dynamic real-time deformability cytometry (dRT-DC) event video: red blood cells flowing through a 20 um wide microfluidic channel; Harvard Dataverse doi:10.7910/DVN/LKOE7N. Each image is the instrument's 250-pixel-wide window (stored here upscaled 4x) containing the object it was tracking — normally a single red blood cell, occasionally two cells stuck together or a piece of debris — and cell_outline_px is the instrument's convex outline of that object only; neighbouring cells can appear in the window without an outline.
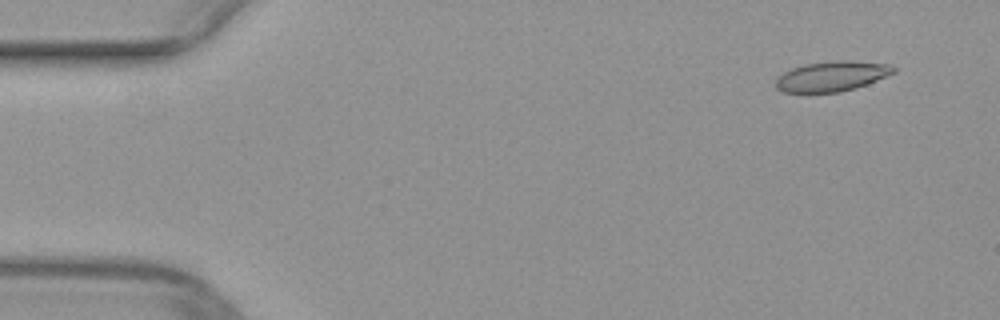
{"species": "common noctule bat (a hibernating species)", "species_latin": "Nyctalus noctula", "temperature_condition": "warm", "stored_images_in_passage": 24, "camera_frame_rate_fps": 3000, "um_per_image_px": 0.085, "animal": {"sex": "female", "body_mass_g": 29.2, "forearm_length_mm": 56.3}, "frame": {"image": 1, "passage_image": 1, "time_ms": 0.0, "image_size_px": [1000, 320], "cell_outline_px": [[896, 72], [868, 84], [856, 88], [840, 92], [784, 92], [776, 88], [776, 80], [784, 72], [792, 68], [804, 64], [836, 60], [852, 60], [888, 64], [896, 68]], "centroid_in_image_um": [70.74, 6.47], "position_along_channel_um": 14.3, "area_um2": 20.69}}
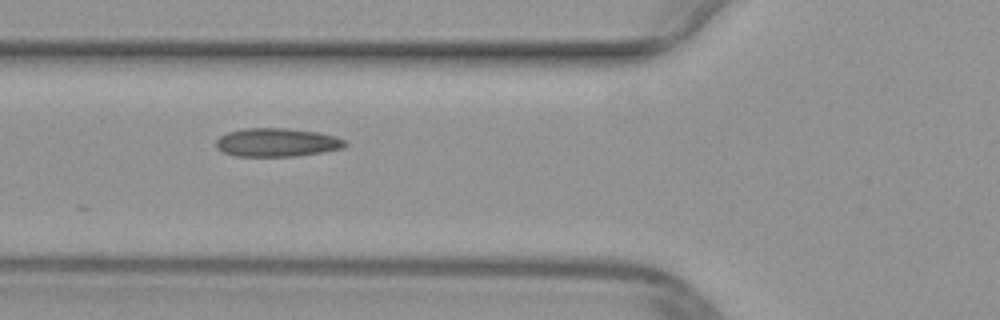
{"frame": {"image": 2, "passage_image": 16, "time_ms": 5.0, "image_size_px": [1000, 320], "cell_outline_px": [[348, 144], [344, 148], [324, 152], [296, 156], [236, 156], [224, 152], [216, 148], [216, 140], [220, 136], [228, 132], [244, 128], [288, 128], [320, 132], [336, 136], [344, 140]], "centroid_in_image_um": [23.57, 12.1], "position_along_channel_um": 102.2, "area_um2": 21.62}}
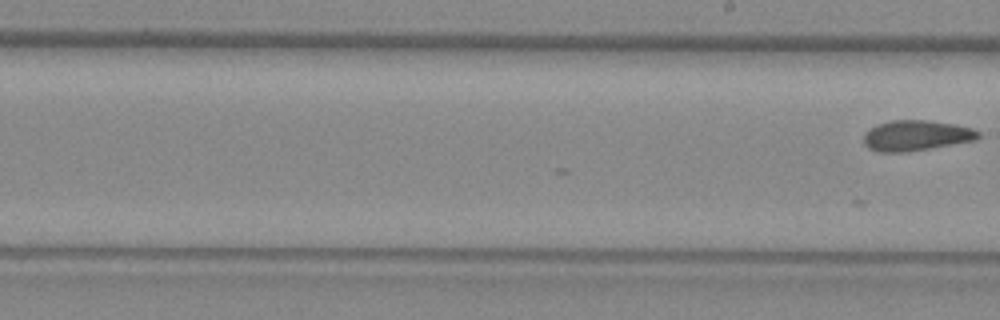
{"frame": {"image": 3, "passage_image": 24, "time_ms": 7.667, "image_size_px": [1000, 320], "cell_outline_px": [[980, 136], [976, 140], [904, 152], [880, 152], [868, 148], [864, 144], [864, 136], [876, 124], [892, 120], [928, 120], [956, 124], [972, 128], [980, 132]], "centroid_in_image_um": [77.89, 11.51], "position_along_channel_um": 211.1, "area_um2": 20.17}}